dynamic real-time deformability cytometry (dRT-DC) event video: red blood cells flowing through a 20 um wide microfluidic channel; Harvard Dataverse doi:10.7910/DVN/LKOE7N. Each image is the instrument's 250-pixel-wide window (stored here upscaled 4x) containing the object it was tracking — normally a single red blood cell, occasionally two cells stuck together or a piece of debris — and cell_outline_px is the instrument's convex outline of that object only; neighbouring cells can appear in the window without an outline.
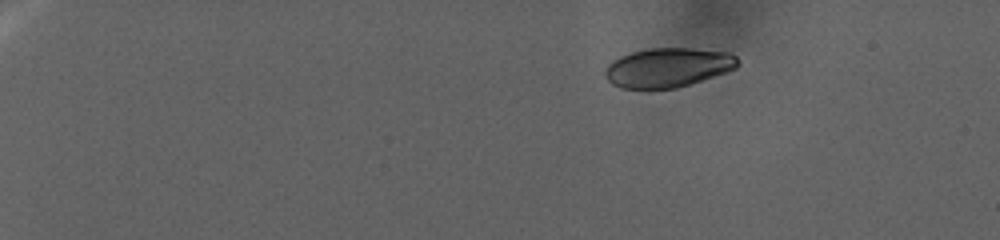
{"species": "human", "species_latin": "Homo sapiens", "temperature_condition": "warm", "stored_images_in_passage": 116, "camera_frame_rate_fps": 3000, "um_per_image_px": 0.085, "donor": {"sex": "female"}, "frame": {"image": 1, "passage_image": 1, "time_ms": 0.0, "image_size_px": [1000, 240], "cell_outline_px": [[740, 64], [736, 68], [676, 88], [648, 92], [620, 88], [612, 84], [604, 76], [604, 68], [612, 60], [620, 56], [632, 52], [648, 48], [688, 48], [728, 52], [736, 56], [740, 60]], "centroid_in_image_um": [56.69, 5.77], "position_along_channel_um": 28.3, "area_um2": 31.1}}
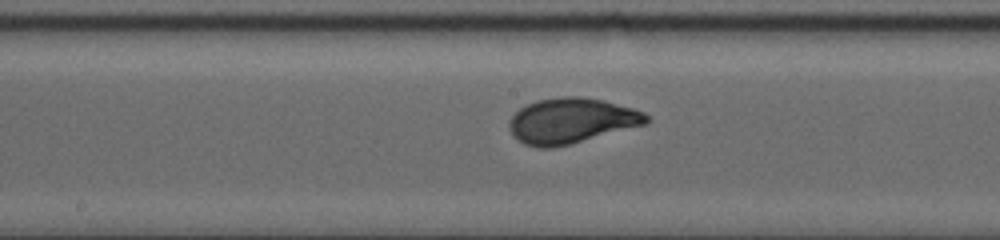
{"frame": {"image": 2, "passage_image": 61, "time_ms": 20.0, "image_size_px": [1000, 240], "cell_outline_px": [[648, 124], [572, 144], [552, 148], [540, 148], [524, 144], [512, 136], [508, 128], [508, 120], [520, 108], [536, 100], [564, 96], [580, 96], [604, 100], [632, 108], [644, 112], [648, 116]], "centroid_in_image_um": [48.55, 10.27], "position_along_channel_um": 199.6, "area_um2": 36.65}}
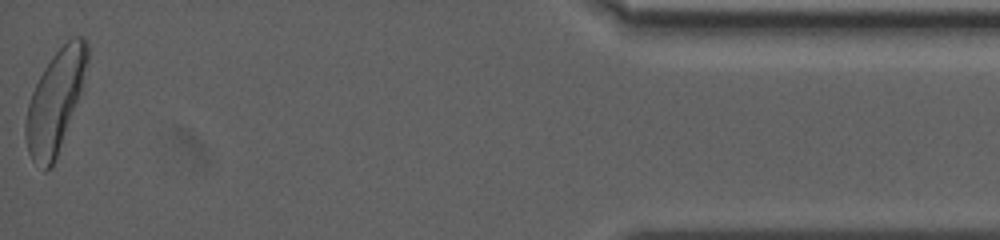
{"frame": {"image": 3, "passage_image": 116, "time_ms": 38.333, "image_size_px": [1000, 240], "cell_outline_px": [[88, 60], [80, 92], [52, 168], [44, 172], [32, 160], [28, 152], [24, 136], [24, 124], [28, 104], [32, 92], [44, 68], [52, 56], [72, 36], [84, 36], [88, 40]], "centroid_in_image_um": [4.67, 8.62], "position_along_channel_um": 430.5, "area_um2": 36.07}}